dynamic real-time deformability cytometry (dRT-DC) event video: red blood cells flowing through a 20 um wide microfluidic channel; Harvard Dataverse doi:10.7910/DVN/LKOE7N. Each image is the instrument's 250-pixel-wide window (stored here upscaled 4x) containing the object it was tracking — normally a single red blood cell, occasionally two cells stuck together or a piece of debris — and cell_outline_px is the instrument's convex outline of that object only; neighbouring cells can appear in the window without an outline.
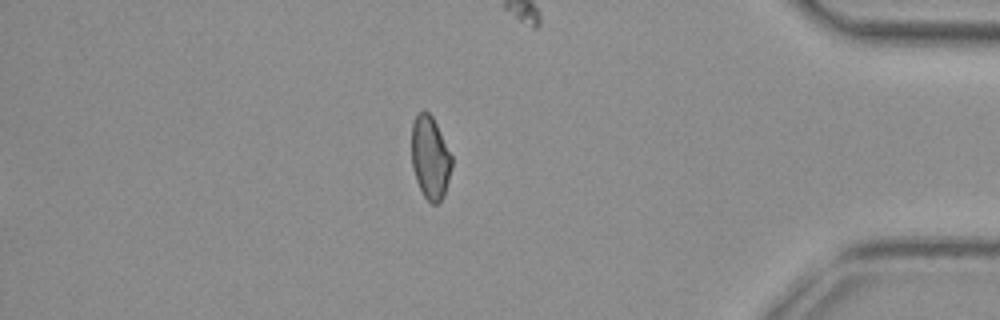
{"species": "common noctule bat (a hibernating species)", "species_latin": "Nyctalus noctula", "temperature_condition": "cold", "stored_images_in_passage": 39, "camera_frame_rate_fps": 3000, "um_per_image_px": 0.085, "animal": {"sex": "female", "body_mass_g": 29.2, "forearm_length_mm": 56.3}, "frame": {"image": 1, "passage_image": 31, "time_ms": 10.0, "image_size_px": [1000, 320], "cell_outline_px": [[452, 168], [444, 196], [436, 204], [432, 204], [424, 196], [416, 180], [412, 168], [412, 124], [416, 116], [424, 108], [432, 116], [452, 156]], "centroid_in_image_um": [36.57, 13.4], "position_along_channel_um": 398.6, "area_um2": 19.36}}
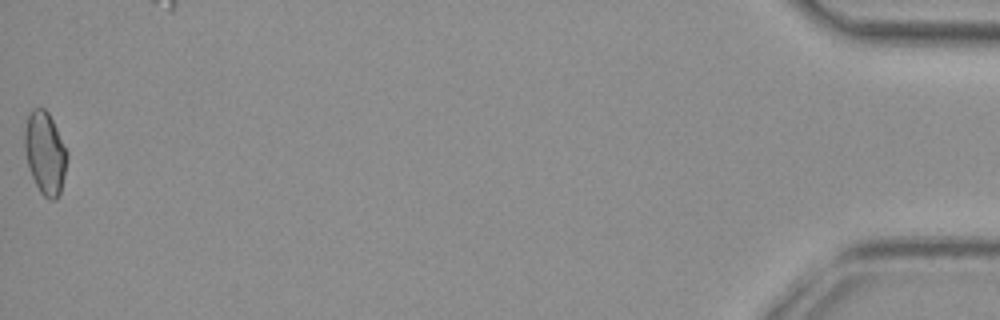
{"frame": {"image": 2, "passage_image": 39, "time_ms": 12.667, "image_size_px": [1000, 320], "cell_outline_px": [[68, 156], [64, 176], [60, 192], [56, 200], [48, 200], [40, 192], [32, 176], [28, 164], [24, 148], [24, 132], [28, 116], [32, 108], [44, 108], [48, 112], [68, 152]], "centroid_in_image_um": [3.83, 13.01], "position_along_channel_um": 431.4, "area_um2": 20.29}, "authors_computed_cell_mechanics": {"area_um2": 19.941, "velocity_mm_per_s": 3.7209, "shape_relaxation_time_tau1_ms": null, "shape_relaxation_time_tau2_ms": 2.5573, "deformation_change_tau1": null, "deformation_change_tau2": 0.0736}}